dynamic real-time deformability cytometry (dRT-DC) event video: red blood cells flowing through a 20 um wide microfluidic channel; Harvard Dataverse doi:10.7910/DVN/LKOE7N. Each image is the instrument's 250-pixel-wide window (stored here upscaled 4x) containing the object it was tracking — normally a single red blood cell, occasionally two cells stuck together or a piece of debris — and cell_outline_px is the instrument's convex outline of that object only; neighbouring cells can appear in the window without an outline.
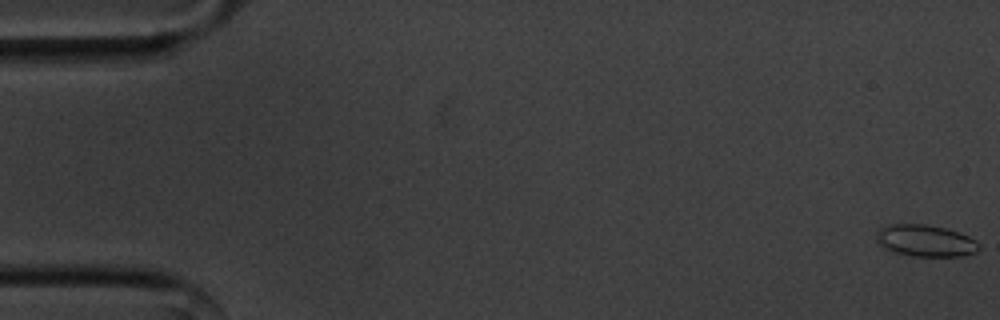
{"species": "common noctule bat (a hibernating species)", "species_latin": "Nyctalus noctula", "temperature_condition": "cold", "stored_images_in_passage": 56, "camera_frame_rate_fps": 3000, "um_per_image_px": 0.085, "animal": {"sex": "male", "body_mass_g": 20.1, "forearm_length_mm": 53.5}, "frame": {"image": 1, "passage_image": 1, "time_ms": 0.0, "image_size_px": [1000, 320], "cell_outline_px": [[980, 248], [976, 252], [964, 256], [912, 256], [892, 252], [884, 248], [876, 240], [876, 232], [880, 228], [892, 224], [924, 224], [944, 228], [968, 236], [976, 240], [980, 244]], "centroid_in_image_um": [78.66, 20.47], "position_along_channel_um": 6.3, "area_um2": 19.02}}
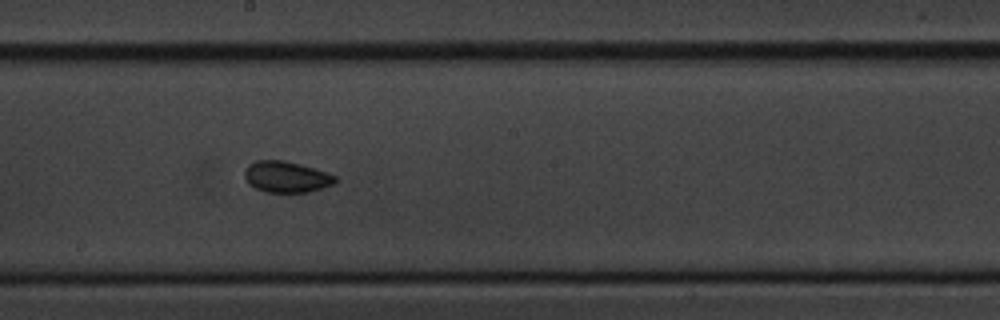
{"frame": {"image": 2, "passage_image": 31, "time_ms": 10.0, "image_size_px": [1000, 320], "cell_outline_px": [[336, 184], [324, 188], [308, 192], [264, 192], [248, 184], [244, 176], [244, 168], [248, 164], [256, 160], [284, 160], [300, 164], [328, 172], [336, 176]], "centroid_in_image_um": [24.34, 15.03], "position_along_channel_um": 223.9, "area_um2": 16.76}}
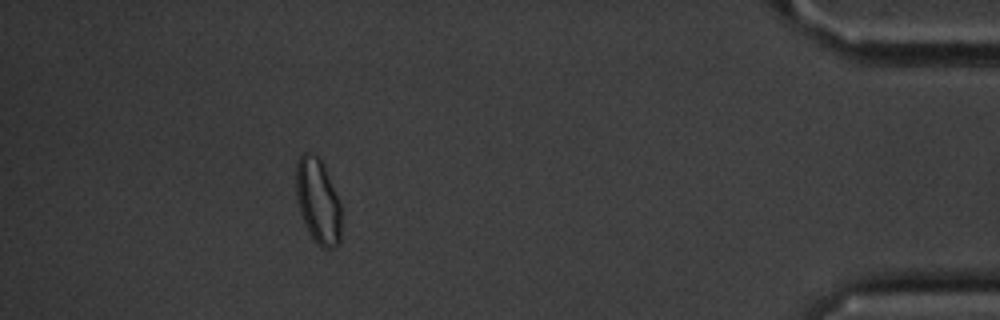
{"frame": {"image": 3, "passage_image": 51, "time_ms": 16.667, "image_size_px": [1000, 320], "cell_outline_px": [[340, 244], [332, 248], [324, 248], [308, 232], [300, 212], [296, 196], [296, 164], [300, 156], [304, 152], [308, 152], [316, 156], [320, 160], [324, 168], [340, 204]], "centroid_in_image_um": [27.01, 17.1], "position_along_channel_um": 408.2, "area_um2": 21.85}, "authors_computed_cell_mechanics": {"area_um2": 17.051, "velocity_mm_per_s": 3.5748, "shape_relaxation_time_tau1_ms": 3.9762, "shape_relaxation_time_tau2_ms": 5.1378, "deformation_change_tau1": 0.0696, "deformation_change_tau2": 0.066}}